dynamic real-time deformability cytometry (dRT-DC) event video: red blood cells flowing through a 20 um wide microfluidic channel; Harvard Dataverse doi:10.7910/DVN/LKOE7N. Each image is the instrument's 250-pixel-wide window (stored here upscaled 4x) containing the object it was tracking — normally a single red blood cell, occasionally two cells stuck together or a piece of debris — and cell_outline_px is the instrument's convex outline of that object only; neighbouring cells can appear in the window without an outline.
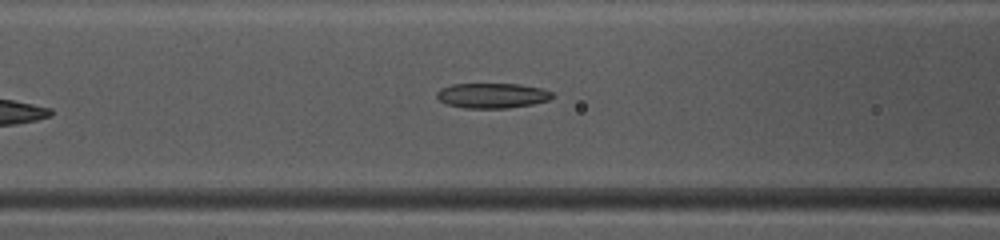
{"species": "common noctule bat (a hibernating species)", "species_latin": "Nyctalus noctula", "temperature_condition": "warm", "stored_images_in_passage": 32, "camera_frame_rate_fps": 3000, "um_per_image_px": 0.085, "animal": {"sex": "female", "body_mass_g": 10.0, "forearm_length_mm": 53.1}, "frame": {"image": 1, "passage_image": 8, "time_ms": 2.333, "image_size_px": [1000, 240], "cell_outline_px": [[552, 96], [548, 100], [532, 104], [508, 108], [464, 108], [448, 104], [440, 100], [436, 96], [436, 92], [440, 88], [452, 84], [520, 84], [540, 88], [552, 92]], "centroid_in_image_um": [41.81, 8.12], "position_along_channel_um": 124.8, "area_um2": 16.76}}
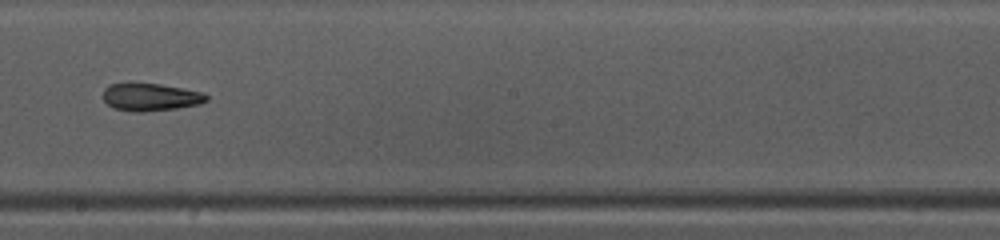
{"frame": {"image": 2, "passage_image": 16, "time_ms": 5.0, "image_size_px": [1000, 240], "cell_outline_px": [[208, 100], [200, 104], [176, 108], [144, 112], [132, 112], [112, 108], [104, 100], [104, 88], [108, 84], [160, 84], [184, 88], [204, 92], [208, 96]], "centroid_in_image_um": [12.82, 8.26], "position_along_channel_um": 235.4, "area_um2": 16.65}}
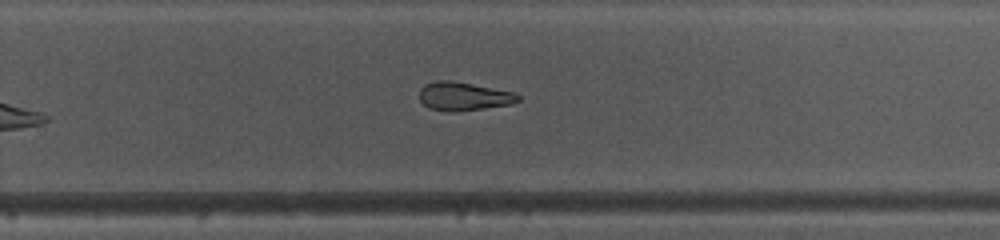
{"frame": {"image": 3, "passage_image": 20, "time_ms": 6.333, "image_size_px": [1000, 240], "cell_outline_px": [[520, 100], [512, 104], [484, 108], [452, 112], [448, 112], [428, 108], [420, 100], [420, 88], [424, 84], [436, 80], [452, 80], [512, 92], [520, 96]], "centroid_in_image_um": [39.37, 8.19], "position_along_channel_um": 290.4, "area_um2": 16.36}}